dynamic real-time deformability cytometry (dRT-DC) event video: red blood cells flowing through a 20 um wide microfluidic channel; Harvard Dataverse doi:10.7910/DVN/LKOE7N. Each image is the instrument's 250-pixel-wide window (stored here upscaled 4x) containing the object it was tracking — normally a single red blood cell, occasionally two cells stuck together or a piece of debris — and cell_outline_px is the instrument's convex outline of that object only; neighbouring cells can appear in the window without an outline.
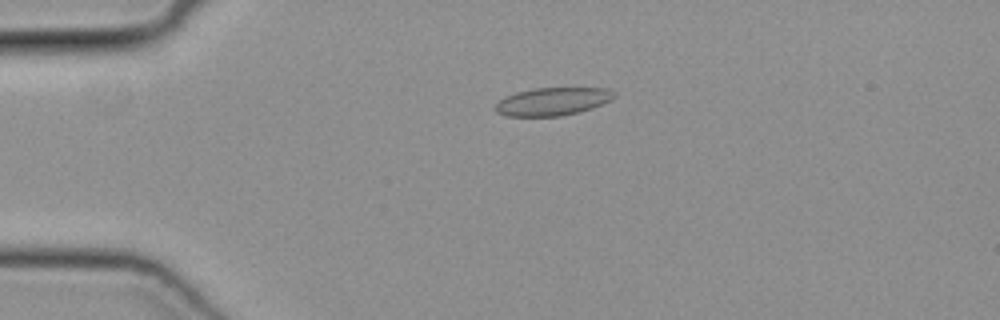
{"species": "common noctule bat (a hibernating species)", "species_latin": "Nyctalus noctula", "temperature_condition": "cold", "stored_images_in_passage": 15, "camera_frame_rate_fps": 3000, "um_per_image_px": 0.085, "animal": {"sex": "female", "body_mass_g": 19.3, "forearm_length_mm": 54.1}, "frame": {"image": 1, "passage_image": 1, "time_ms": 0.0, "image_size_px": [1000, 320], "cell_outline_px": [[616, 96], [612, 100], [592, 108], [580, 112], [560, 116], [504, 116], [496, 112], [496, 104], [504, 96], [516, 92], [536, 88], [608, 88], [616, 92]], "centroid_in_image_um": [47.0, 8.62], "position_along_channel_um": 38.0, "area_um2": 19.48}}
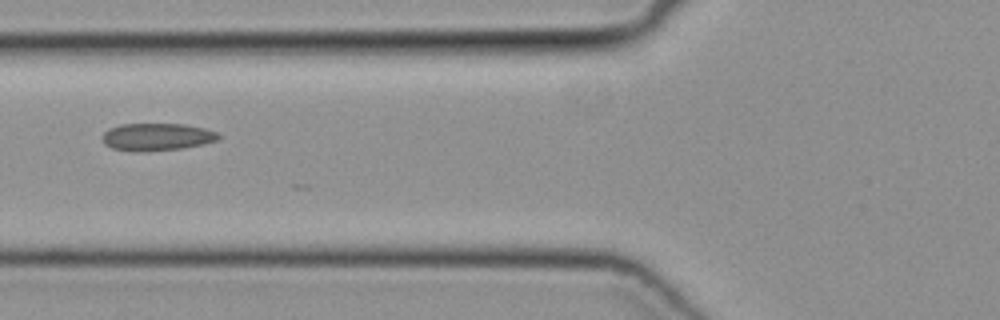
{"frame": {"image": 2, "passage_image": 9, "time_ms": 2.667, "image_size_px": [1000, 320], "cell_outline_px": [[220, 140], [204, 144], [180, 148], [112, 148], [104, 144], [100, 140], [100, 136], [108, 128], [120, 124], [184, 124], [204, 128], [216, 132], [220, 136]], "centroid_in_image_um": [13.35, 11.57], "position_along_channel_um": 112.5, "area_um2": 17.74}}
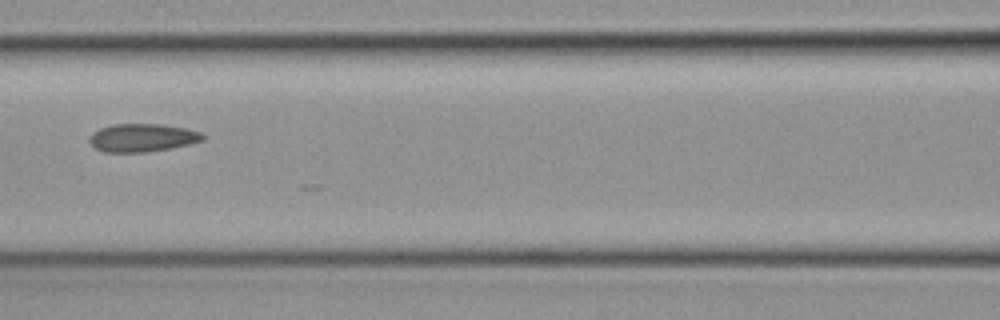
{"frame": {"image": 3, "passage_image": 12, "time_ms": 3.667, "image_size_px": [1000, 320], "cell_outline_px": [[204, 140], [172, 148], [148, 152], [104, 152], [96, 148], [88, 140], [92, 132], [100, 128], [112, 124], [160, 124], [184, 128], [200, 132], [204, 136]], "centroid_in_image_um": [12.07, 11.71], "position_along_channel_um": 154.5, "area_um2": 18.5}}